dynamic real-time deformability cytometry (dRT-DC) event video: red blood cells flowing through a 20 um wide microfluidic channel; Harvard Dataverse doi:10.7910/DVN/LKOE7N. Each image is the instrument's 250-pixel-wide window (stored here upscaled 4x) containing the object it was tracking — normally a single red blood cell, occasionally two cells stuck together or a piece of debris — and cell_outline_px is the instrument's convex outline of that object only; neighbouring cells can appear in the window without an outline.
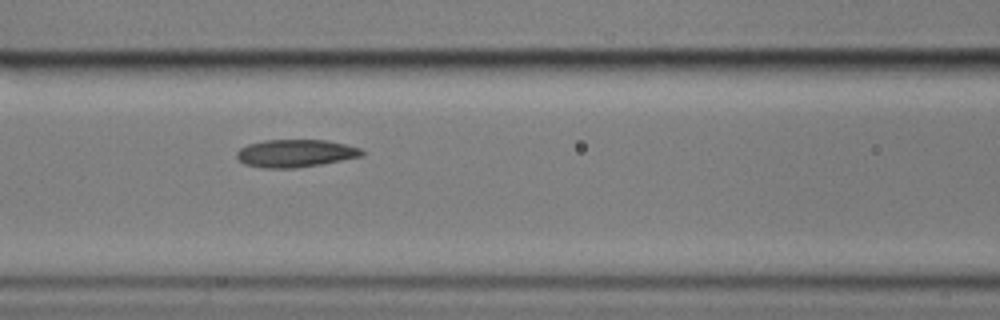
{"species": "common noctule bat (a hibernating species)", "species_latin": "Nyctalus noctula", "temperature_condition": "cold", "stored_images_in_passage": 5, "camera_frame_rate_fps": 3000, "um_per_image_px": 0.085, "animal": {"sex": "male", "body_mass_g": 17.9}, "frame": {"image": 1, "passage_image": 4, "time_ms": 4.333, "image_size_px": [1000, 320], "cell_outline_px": [[364, 156], [320, 164], [292, 168], [264, 168], [244, 164], [236, 156], [236, 152], [240, 148], [248, 144], [264, 140], [324, 140], [344, 144], [360, 148], [364, 152]], "centroid_in_image_um": [25.1, 13.03], "position_along_channel_um": 141.5, "area_um2": 20.06}}
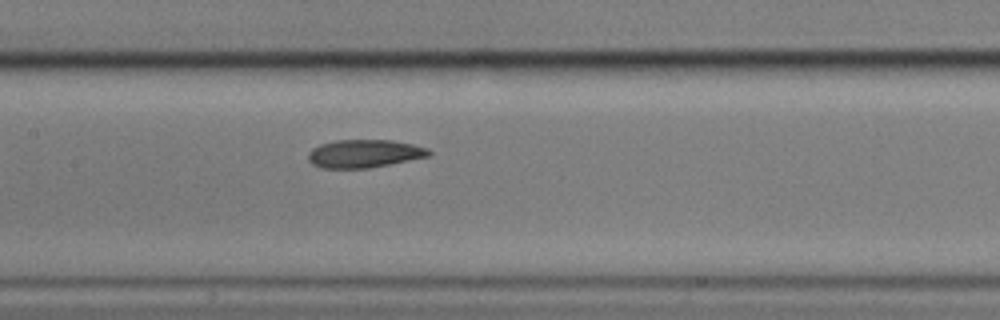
{"frame": {"image": 2, "passage_image": 5, "time_ms": 5.333, "image_size_px": [1000, 320], "cell_outline_px": [[432, 152], [428, 156], [368, 168], [320, 168], [312, 164], [308, 160], [308, 152], [312, 148], [320, 144], [336, 140], [392, 140], [412, 144], [428, 148]], "centroid_in_image_um": [30.92, 13.05], "position_along_channel_um": 176.5, "area_um2": 19.65}}